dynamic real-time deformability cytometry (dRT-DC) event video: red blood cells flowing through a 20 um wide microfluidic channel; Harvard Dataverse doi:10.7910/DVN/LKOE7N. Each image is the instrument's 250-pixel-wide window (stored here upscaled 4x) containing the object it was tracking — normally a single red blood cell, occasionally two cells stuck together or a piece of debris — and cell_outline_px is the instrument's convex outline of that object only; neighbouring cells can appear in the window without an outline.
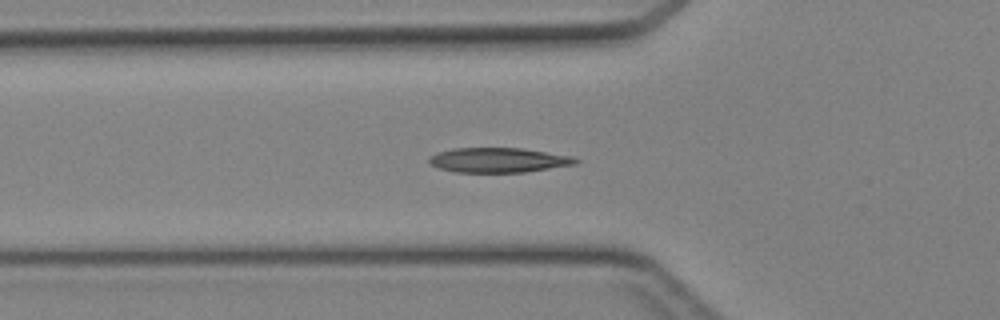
{"species": "Egyptian fruit bat (a non-hibernating species)", "species_latin": "Rousettus aegyptiacus", "temperature_condition": "cold", "stored_images_in_passage": 46, "camera_frame_rate_fps": 3000, "um_per_image_px": 0.085, "animal": {"sex": "female"}, "frame": {"image": 1, "passage_image": 16, "time_ms": 5.0, "image_size_px": [1000, 320], "cell_outline_px": [[580, 160], [576, 164], [524, 172], [456, 172], [440, 168], [428, 164], [428, 160], [436, 152], [452, 148], [524, 148], [572, 156]], "centroid_in_image_um": [42.36, 13.6], "position_along_channel_um": 83.4, "area_um2": 21.15}}
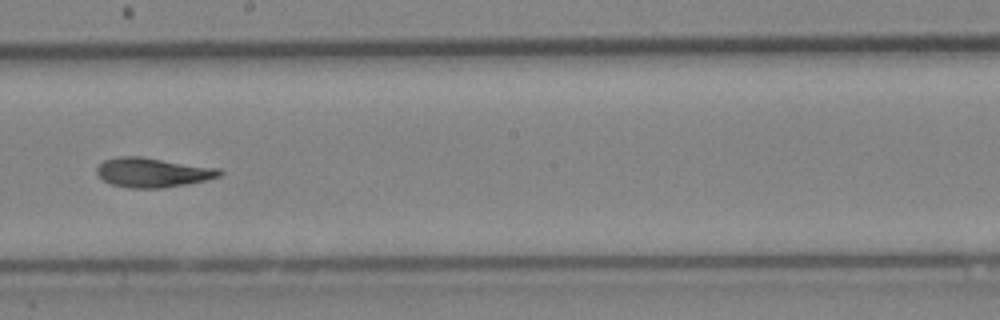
{"frame": {"image": 2, "passage_image": 26, "time_ms": 8.333, "image_size_px": [1000, 320], "cell_outline_px": [[224, 172], [220, 176], [208, 180], [164, 188], [128, 188], [112, 184], [104, 180], [96, 172], [96, 168], [104, 160], [120, 156], [140, 156], [220, 168]], "centroid_in_image_um": [13.02, 14.66], "position_along_channel_um": 235.2, "area_um2": 21.21}}
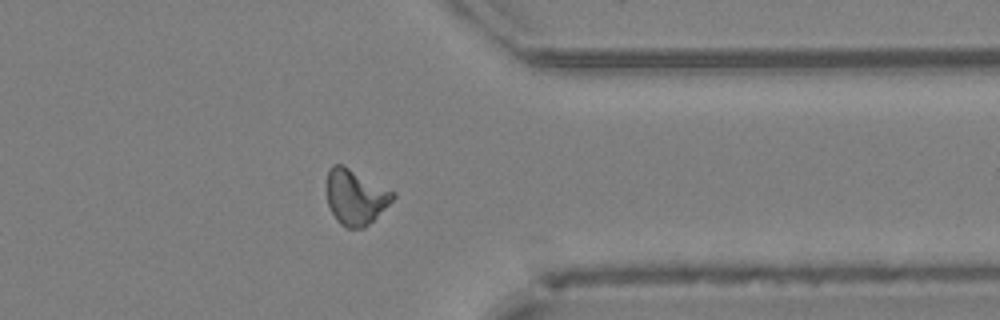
{"frame": {"image": 3, "passage_image": 36, "time_ms": 11.667, "image_size_px": [1000, 320], "cell_outline_px": [[396, 196], [364, 228], [348, 228], [340, 224], [336, 220], [328, 204], [328, 168], [332, 164], [340, 164], [396, 192]], "centroid_in_image_um": [30.21, 16.75], "position_along_channel_um": 381.2, "area_um2": 20.81}}